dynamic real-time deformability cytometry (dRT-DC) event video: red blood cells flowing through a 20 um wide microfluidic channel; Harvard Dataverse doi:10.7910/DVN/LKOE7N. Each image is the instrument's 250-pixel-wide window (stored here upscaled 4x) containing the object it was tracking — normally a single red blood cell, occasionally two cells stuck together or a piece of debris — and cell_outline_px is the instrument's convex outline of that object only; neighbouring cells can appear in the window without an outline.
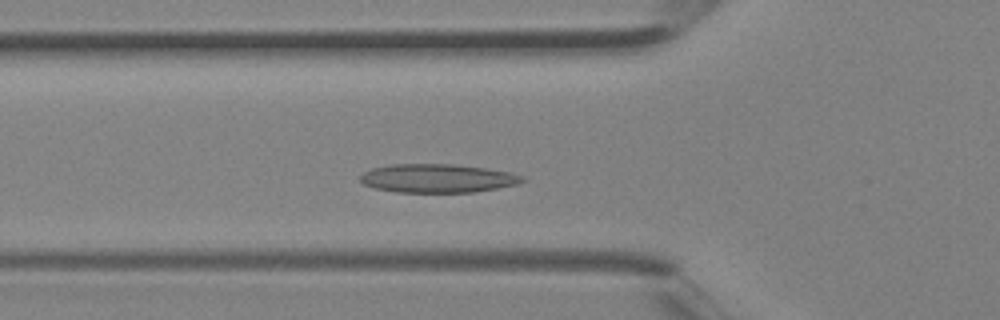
{"species": "Egyptian fruit bat (a non-hibernating species)", "species_latin": "Rousettus aegyptiacus", "temperature_condition": "room temperature", "stored_images_in_passage": 28, "camera_frame_rate_fps": 3000, "um_per_image_px": 0.085, "animal": {"sex": "female"}, "frame": {"image": 1, "passage_image": 2, "time_ms": 0.333, "image_size_px": [1000, 320], "cell_outline_px": [[528, 180], [516, 184], [496, 188], [472, 192], [396, 192], [376, 188], [364, 184], [360, 180], [360, 176], [364, 172], [372, 168], [388, 164], [452, 164], [484, 168], [508, 172], [524, 176]], "centroid_in_image_um": [37.18, 15.15], "position_along_channel_um": 88.6, "area_um2": 26.88}}
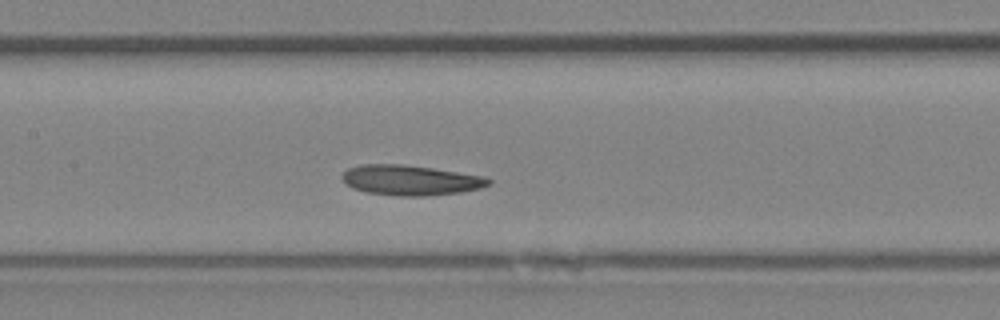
{"frame": {"image": 2, "passage_image": 7, "time_ms": 2.0, "image_size_px": [1000, 320], "cell_outline_px": [[492, 184], [480, 188], [460, 192], [424, 196], [400, 196], [364, 192], [352, 188], [344, 184], [340, 176], [348, 168], [360, 164], [404, 164], [432, 168], [484, 176], [492, 180]], "centroid_in_image_um": [34.85, 15.31], "position_along_channel_um": 172.6, "area_um2": 25.95}}
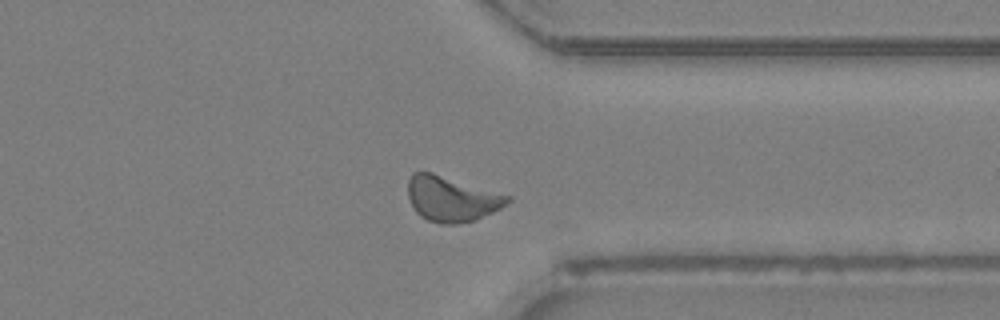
{"frame": {"image": 3, "passage_image": 19, "time_ms": 6.0, "image_size_px": [1000, 320], "cell_outline_px": [[512, 200], [500, 208], [492, 212], [472, 220], [456, 224], [440, 224], [428, 220], [420, 216], [416, 212], [408, 196], [408, 180], [412, 172], [432, 172], [512, 196]], "centroid_in_image_um": [38.38, 16.89], "position_along_channel_um": 373.0, "area_um2": 26.13}}